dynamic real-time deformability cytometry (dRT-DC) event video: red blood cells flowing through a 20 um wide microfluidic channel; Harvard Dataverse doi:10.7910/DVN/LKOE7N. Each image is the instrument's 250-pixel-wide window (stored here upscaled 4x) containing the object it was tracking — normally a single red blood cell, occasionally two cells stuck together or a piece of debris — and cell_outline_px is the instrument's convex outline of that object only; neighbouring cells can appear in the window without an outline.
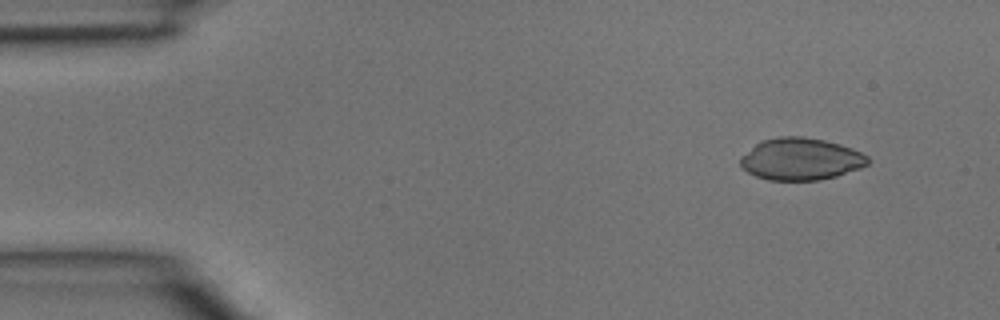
{"species": "common noctule bat (a hibernating species)", "species_latin": "Nyctalus noctula", "temperature_condition": "room temperature", "stored_images_in_passage": 3, "camera_frame_rate_fps": 3000, "um_per_image_px": 0.085, "animal": {"sex": "male", "body_mass_g": 15.6}, "frame": {"image": 1, "passage_image": 1, "time_ms": 0.0, "image_size_px": [1000, 320], "cell_outline_px": [[868, 164], [860, 168], [836, 176], [820, 180], [768, 180], [756, 176], [748, 172], [740, 164], [740, 156], [760, 140], [780, 136], [804, 136], [824, 140], [840, 144], [852, 148], [868, 156]], "centroid_in_image_um": [68.05, 13.51], "position_along_channel_um": 17.0, "area_um2": 31.33}}